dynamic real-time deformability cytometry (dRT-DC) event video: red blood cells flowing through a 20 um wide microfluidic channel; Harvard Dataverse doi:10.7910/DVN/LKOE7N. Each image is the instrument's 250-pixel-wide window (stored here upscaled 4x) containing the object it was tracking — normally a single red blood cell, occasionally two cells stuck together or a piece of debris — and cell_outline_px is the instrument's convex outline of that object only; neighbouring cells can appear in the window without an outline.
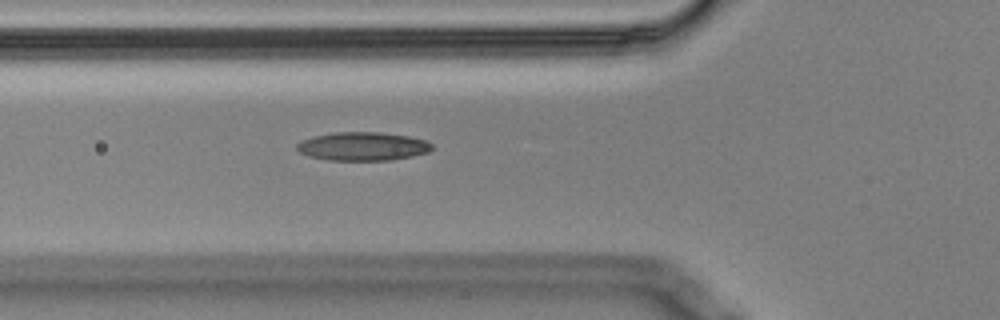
{"species": "Egyptian fruit bat (a non-hibernating species)", "species_latin": "Rousettus aegyptiacus", "temperature_condition": "cold", "stored_images_in_passage": 6, "camera_frame_rate_fps": 3000, "um_per_image_px": 0.085, "animal": {"sex": "male"}, "frame": {"image": 1, "passage_image": 6, "time_ms": 1.667, "image_size_px": [1000, 320], "cell_outline_px": [[432, 148], [428, 152], [412, 156], [392, 160], [328, 160], [308, 156], [300, 152], [296, 148], [296, 144], [300, 140], [312, 136], [336, 132], [380, 132], [408, 136], [424, 140], [432, 144]], "centroid_in_image_um": [30.79, 12.44], "position_along_channel_um": 95.0, "area_um2": 22.48}}